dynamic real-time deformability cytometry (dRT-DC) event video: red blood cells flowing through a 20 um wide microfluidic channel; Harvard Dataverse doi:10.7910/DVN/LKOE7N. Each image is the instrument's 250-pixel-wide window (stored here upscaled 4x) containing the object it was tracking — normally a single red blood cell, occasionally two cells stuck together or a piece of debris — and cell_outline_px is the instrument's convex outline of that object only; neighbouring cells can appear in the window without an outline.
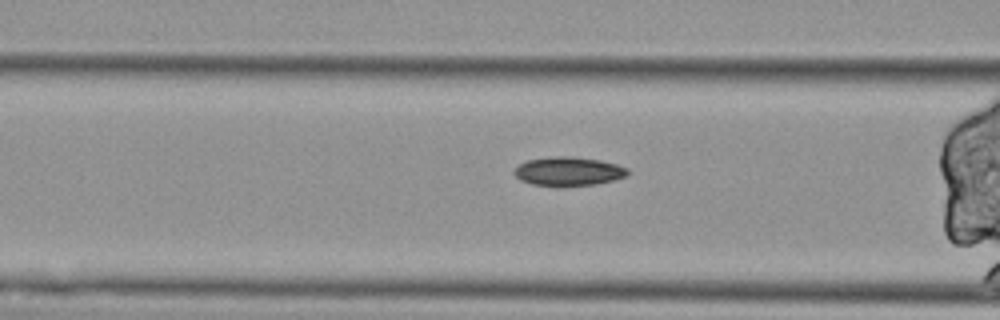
{"species": "Egyptian fruit bat (a non-hibernating species)", "species_latin": "Rousettus aegyptiacus", "temperature_condition": "cold", "stored_images_in_passage": 25, "camera_frame_rate_fps": 3000, "um_per_image_px": 0.085, "animal": {"sex": "female"}, "frame": {"image": 1, "passage_image": 15, "time_ms": 4.667, "image_size_px": [1000, 320], "cell_outline_px": [[628, 172], [624, 176], [612, 180], [596, 184], [532, 184], [520, 180], [512, 172], [520, 164], [528, 160], [556, 156], [572, 156], [600, 160], [616, 164], [628, 168]], "centroid_in_image_um": [48.31, 14.53], "position_along_channel_um": 118.3, "area_um2": 18.38}}
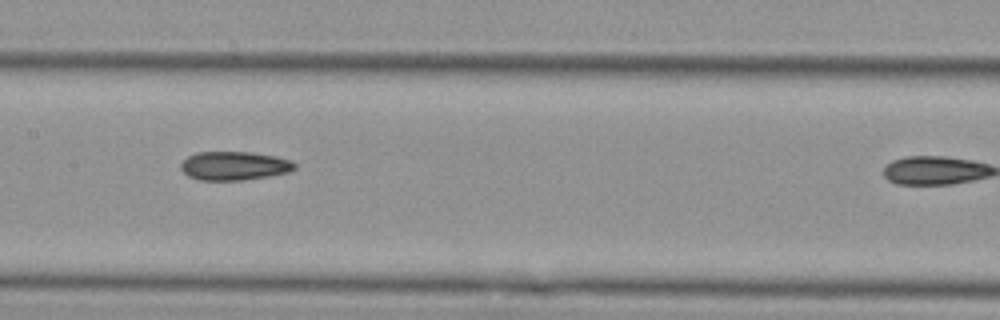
{"frame": {"image": 2, "passage_image": 21, "time_ms": 6.667, "image_size_px": [1000, 320], "cell_outline_px": [[296, 168], [288, 172], [268, 176], [244, 180], [200, 180], [188, 176], [180, 168], [180, 164], [188, 156], [196, 152], [252, 152], [276, 156], [292, 160], [296, 164]], "centroid_in_image_um": [19.92, 14.09], "position_along_channel_um": 187.5, "area_um2": 19.13}}
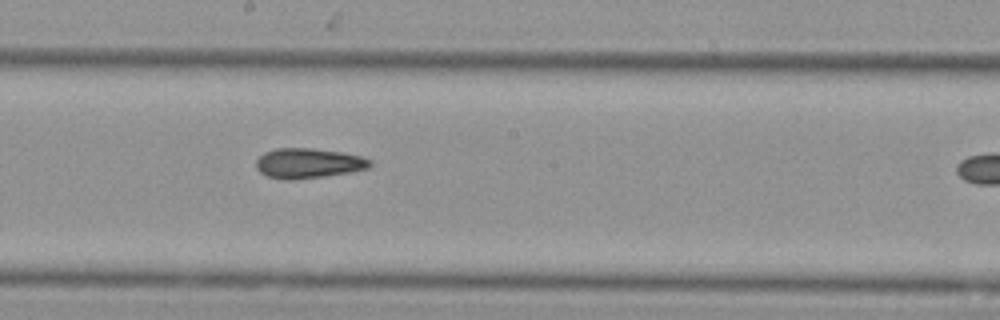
{"frame": {"image": 3, "passage_image": 24, "time_ms": 7.667, "image_size_px": [1000, 320], "cell_outline_px": [[372, 164], [368, 168], [352, 172], [324, 176], [292, 180], [288, 180], [268, 176], [260, 172], [256, 168], [256, 160], [264, 152], [276, 148], [312, 148], [340, 152], [360, 156], [372, 160]], "centroid_in_image_um": [26.21, 13.87], "position_along_channel_um": 222.0, "area_um2": 19.88}}